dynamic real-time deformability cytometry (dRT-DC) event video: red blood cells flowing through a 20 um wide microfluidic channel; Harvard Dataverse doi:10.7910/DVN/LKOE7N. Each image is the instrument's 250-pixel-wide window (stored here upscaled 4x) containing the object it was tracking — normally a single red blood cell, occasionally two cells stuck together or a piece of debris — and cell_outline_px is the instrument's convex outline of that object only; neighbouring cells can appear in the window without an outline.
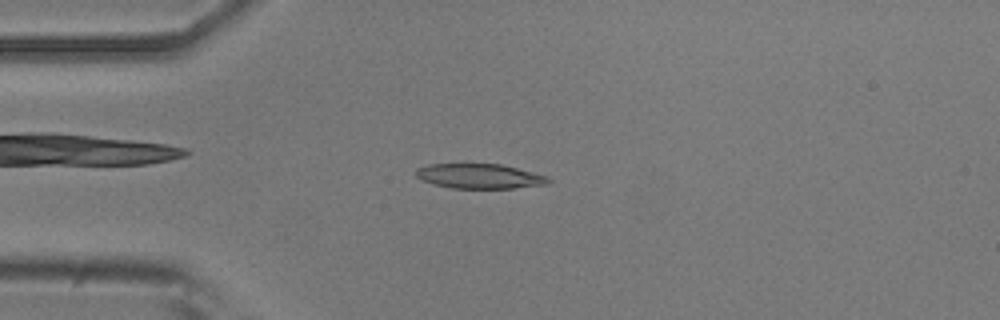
{"species": "common noctule bat (a hibernating species)", "species_latin": "Nyctalus noctula", "temperature_condition": "room temperature", "stored_images_in_passage": 30, "camera_frame_rate_fps": 3000, "um_per_image_px": 0.085, "animal": {"sex": "male", "body_mass_g": 20.5, "forearm_length_mm": 52.5}, "frame": {"image": 1, "passage_image": 12, "time_ms": 3.667, "image_size_px": [1000, 320], "cell_outline_px": [[552, 180], [548, 184], [512, 188], [452, 188], [432, 184], [416, 176], [416, 168], [428, 164], [500, 164], [548, 176]], "centroid_in_image_um": [40.76, 14.97], "position_along_channel_um": 44.2, "area_um2": 19.02}}
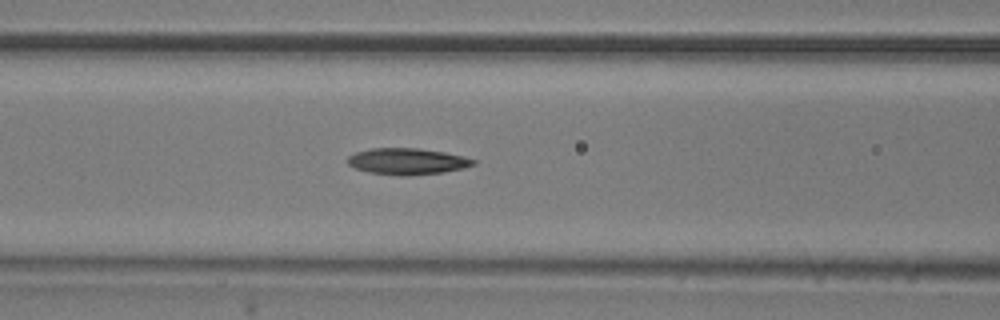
{"frame": {"image": 2, "passage_image": 20, "time_ms": 6.333, "image_size_px": [1000, 320], "cell_outline_px": [[476, 164], [464, 168], [444, 172], [408, 176], [400, 176], [368, 172], [356, 168], [348, 164], [348, 156], [356, 152], [372, 148], [420, 148], [444, 152], [464, 156], [476, 160]], "centroid_in_image_um": [34.65, 13.72], "position_along_channel_um": 132.0, "area_um2": 19.42}}
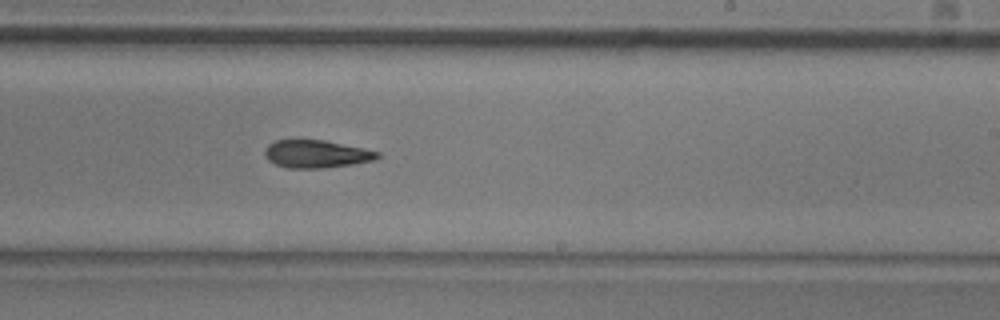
{"frame": {"image": 3, "passage_image": 30, "time_ms": 9.667, "image_size_px": [1000, 320], "cell_outline_px": [[380, 156], [376, 160], [352, 164], [324, 168], [288, 168], [276, 164], [268, 160], [264, 156], [264, 152], [268, 144], [276, 140], [300, 136], [324, 140], [364, 148], [380, 152]], "centroid_in_image_um": [26.85, 13.04], "position_along_channel_um": 262.2, "area_um2": 18.96}}